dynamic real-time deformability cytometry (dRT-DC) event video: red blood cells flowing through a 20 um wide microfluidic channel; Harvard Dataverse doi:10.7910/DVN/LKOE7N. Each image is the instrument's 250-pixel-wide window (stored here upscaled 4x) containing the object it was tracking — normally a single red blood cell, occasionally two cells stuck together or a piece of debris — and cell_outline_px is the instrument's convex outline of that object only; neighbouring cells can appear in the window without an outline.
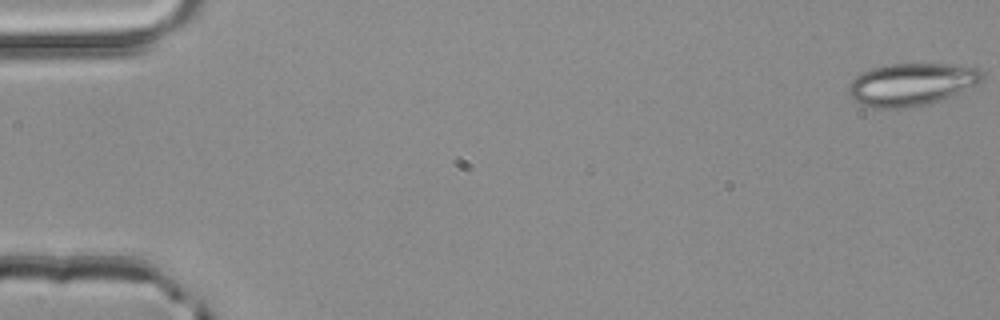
{"species": "common noctule bat (a hibernating species)", "species_latin": "Nyctalus noctula", "temperature_condition": "room temperature", "stored_images_in_passage": 6, "camera_frame_rate_fps": 3000, "um_per_image_px": 0.085, "animal": {"sex": "male", "body_mass_g": 20.4}, "frame": {"image": 1, "passage_image": 1, "time_ms": 0.0, "image_size_px": [1000, 320], "cell_outline_px": [[984, 76], [980, 84], [952, 96], [940, 100], [924, 104], [900, 108], [864, 108], [848, 92], [848, 84], [860, 72], [872, 68], [888, 64], [964, 64], [980, 68], [984, 72]], "centroid_in_image_um": [77.52, 7.15], "position_along_channel_um": 7.5, "area_um2": 33.58}}